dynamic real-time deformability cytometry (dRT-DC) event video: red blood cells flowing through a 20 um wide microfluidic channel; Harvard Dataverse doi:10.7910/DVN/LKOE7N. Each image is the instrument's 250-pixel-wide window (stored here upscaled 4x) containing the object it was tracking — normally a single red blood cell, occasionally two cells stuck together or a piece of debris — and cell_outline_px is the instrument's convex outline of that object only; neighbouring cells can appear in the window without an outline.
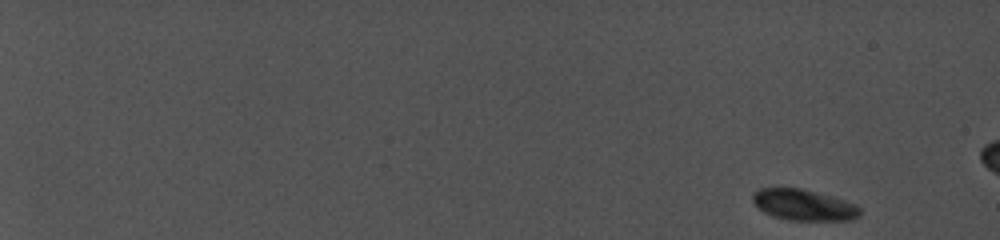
{"species": "common noctule bat (a hibernating species)", "species_latin": "Nyctalus noctula", "temperature_condition": "cold", "stored_images_in_passage": 38, "camera_frame_rate_fps": 5000, "um_per_image_px": 0.085, "animal": {"sex": "female", "body_mass_g": 19.0, "forearm_length_mm": 56.7}, "frame": {"image": 1, "passage_image": 1, "time_ms": 0.0, "image_size_px": [1000, 240], "cell_outline_px": [[860, 216], [852, 220], [796, 220], [776, 216], [764, 212], [752, 200], [752, 192], [760, 188], [800, 188], [832, 196], [856, 204], [860, 208]], "centroid_in_image_um": [68.34, 17.41], "position_along_channel_um": 16.7, "area_um2": 19.19}}
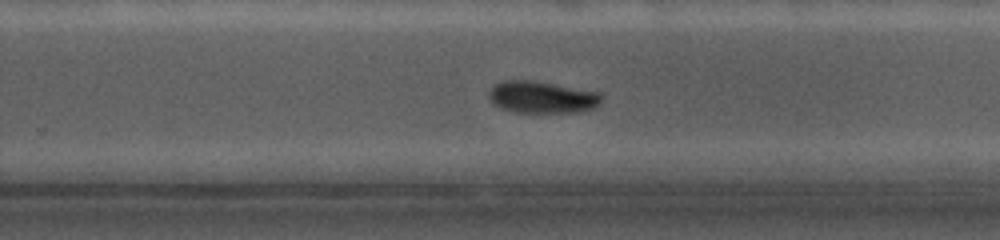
{"frame": {"image": 2, "passage_image": 29, "time_ms": 13.4, "image_size_px": [1000, 240], "cell_outline_px": [[604, 96], [600, 104], [584, 112], [516, 112], [500, 108], [488, 96], [488, 92], [496, 84], [504, 80], [532, 80], [600, 92]], "centroid_in_image_um": [46.12, 8.26], "position_along_channel_um": 283.7, "area_um2": 20.98}}
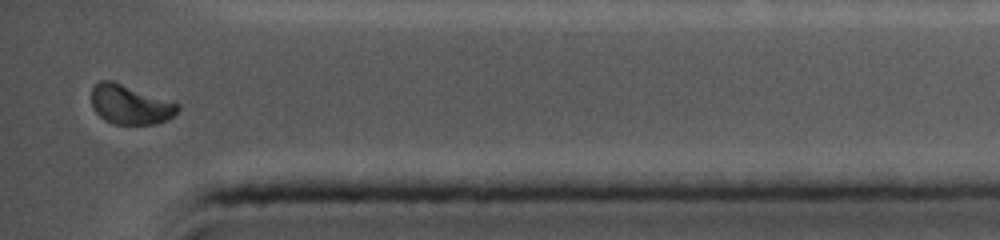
{"frame": {"image": 3, "passage_image": 38, "time_ms": 17.0, "image_size_px": [1000, 240], "cell_outline_px": [[180, 108], [168, 120], [156, 124], [112, 124], [104, 120], [92, 108], [92, 88], [100, 80], [112, 80], [180, 104]], "centroid_in_image_um": [11.06, 8.9], "position_along_channel_um": 424.1, "area_um2": 19.83}, "authors_computed_cell_mechanics": {"area_um2": 20.8658, "velocity_mm_per_s": 3.8926, "shape_relaxation_time_tau1_ms": 2.2716, "shape_relaxation_time_tau2_ms": null, "deformation_change_tau1": 0.0813, "deformation_change_tau2": null}}